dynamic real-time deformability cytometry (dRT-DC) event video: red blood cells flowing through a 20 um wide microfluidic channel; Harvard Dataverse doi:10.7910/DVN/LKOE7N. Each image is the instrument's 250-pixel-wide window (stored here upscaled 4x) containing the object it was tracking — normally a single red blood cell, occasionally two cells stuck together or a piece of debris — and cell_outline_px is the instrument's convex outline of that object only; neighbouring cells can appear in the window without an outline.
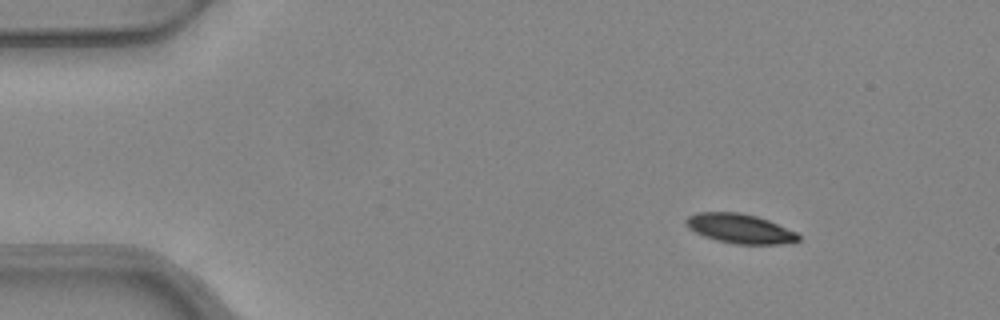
{"species": "common noctule bat (a hibernating species)", "species_latin": "Nyctalus noctula", "temperature_condition": "warm", "stored_images_in_passage": 6, "camera_frame_rate_fps": 3000, "um_per_image_px": 0.085, "animal": {"sex": "female", "body_mass_g": 24.6, "forearm_length_mm": 56.2}, "frame": {"image": 1, "passage_image": 1, "time_ms": 0.0, "image_size_px": [1000, 320], "cell_outline_px": [[800, 240], [780, 244], [732, 244], [716, 240], [704, 236], [688, 228], [684, 224], [684, 220], [688, 216], [696, 212], [740, 212], [756, 216], [768, 220], [796, 232], [800, 236]], "centroid_in_image_um": [62.85, 19.42], "position_along_channel_um": 22.2, "area_um2": 19.36}}
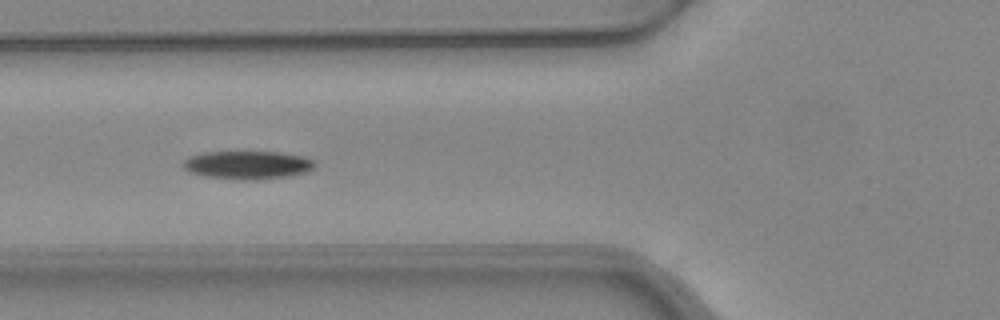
{"frame": {"image": 2, "passage_image": 4, "time_ms": 1.0, "image_size_px": [1000, 320], "cell_outline_px": [[316, 164], [308, 172], [288, 176], [252, 180], [244, 180], [204, 176], [188, 172], [184, 168], [184, 160], [188, 156], [204, 152], [276, 152], [304, 156], [312, 160]], "centroid_in_image_um": [21.03, 14.02], "position_along_channel_um": 104.8, "area_um2": 21.62}}
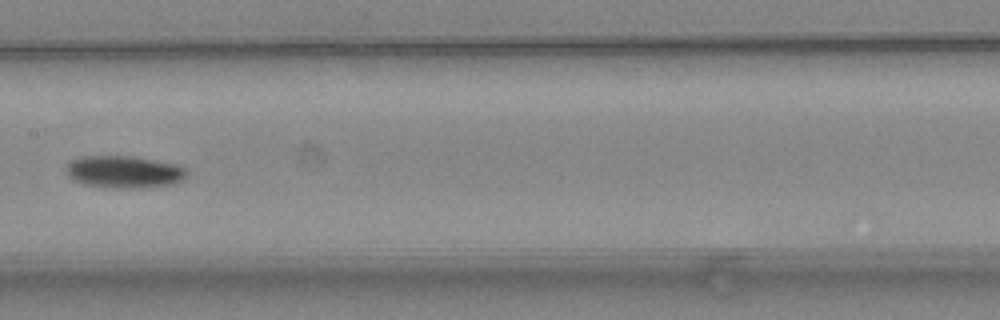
{"frame": {"image": 3, "passage_image": 6, "time_ms": 1.667, "image_size_px": [1000, 320], "cell_outline_px": [[188, 176], [184, 180], [172, 184], [148, 188], [116, 188], [84, 184], [72, 180], [68, 176], [68, 164], [72, 160], [80, 156], [132, 156], [176, 164], [188, 168]], "centroid_in_image_um": [10.62, 14.62], "position_along_channel_um": 196.8, "area_um2": 22.89}}